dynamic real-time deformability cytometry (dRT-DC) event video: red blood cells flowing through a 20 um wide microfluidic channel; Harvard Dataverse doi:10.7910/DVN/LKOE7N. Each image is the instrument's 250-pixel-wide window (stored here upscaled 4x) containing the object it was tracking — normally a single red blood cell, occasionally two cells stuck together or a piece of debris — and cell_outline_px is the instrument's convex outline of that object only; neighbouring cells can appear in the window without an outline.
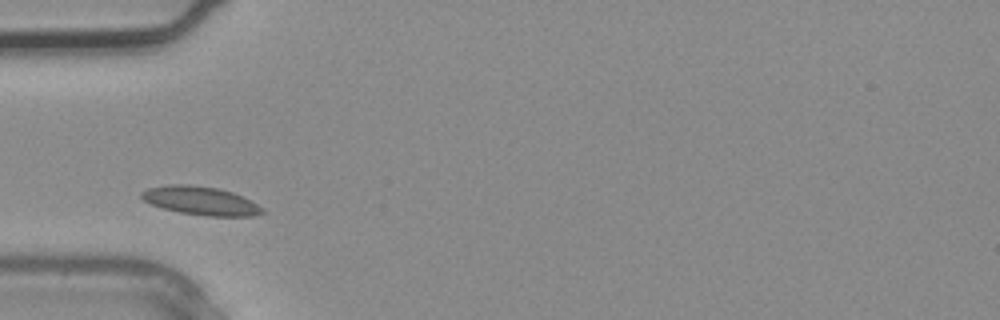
{"species": "common noctule bat (a hibernating species)", "species_latin": "Nyctalus noctula", "temperature_condition": "warm", "stored_images_in_passage": 1, "camera_frame_rate_fps": 3000, "um_per_image_px": 0.085, "animal": {"sex": "male", "body_mass_g": 20.4}, "frame": {"image": 1, "passage_image": 1, "time_ms": 0.0, "image_size_px": [1000, 320], "cell_outline_px": [[264, 212], [256, 216], [204, 216], [180, 212], [164, 208], [152, 204], [144, 200], [140, 196], [140, 192], [148, 188], [168, 184], [188, 184], [216, 188], [232, 192], [264, 208]], "centroid_in_image_um": [17.04, 17.06], "position_along_channel_um": 68.0, "area_um2": 19.88}}